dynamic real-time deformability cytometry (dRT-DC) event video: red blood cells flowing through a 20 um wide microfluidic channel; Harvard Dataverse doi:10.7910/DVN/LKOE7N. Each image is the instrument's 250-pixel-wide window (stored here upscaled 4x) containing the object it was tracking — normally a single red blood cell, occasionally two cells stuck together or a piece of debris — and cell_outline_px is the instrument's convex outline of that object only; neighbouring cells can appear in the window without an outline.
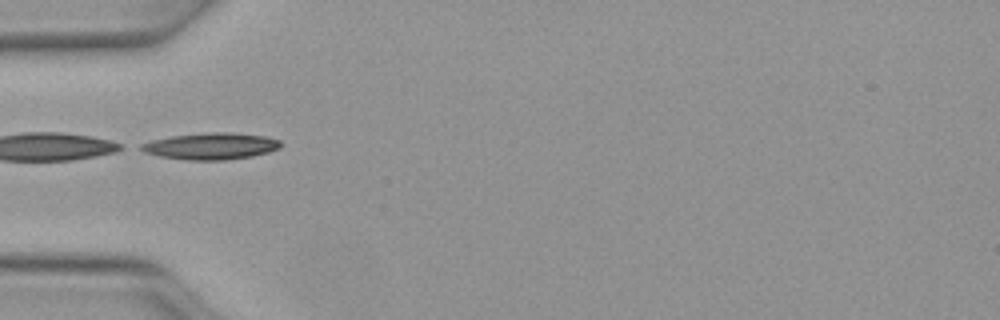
{"species": "Egyptian fruit bat (a non-hibernating species)", "species_latin": "Rousettus aegyptiacus", "temperature_condition": "warm", "stored_images_in_passage": 32, "camera_frame_rate_fps": 3000, "um_per_image_px": 0.085, "animal": {"sex": "female"}, "frame": {"image": 1, "passage_image": 1, "time_ms": 0.0, "image_size_px": [1000, 320], "cell_outline_px": [[280, 148], [268, 152], [252, 156], [224, 160], [184, 160], [160, 156], [144, 152], [136, 148], [140, 144], [152, 140], [172, 136], [212, 132], [232, 132], [264, 136], [280, 140]], "centroid_in_image_um": [17.9, 12.42], "position_along_channel_um": 67.1, "area_um2": 21.68}}
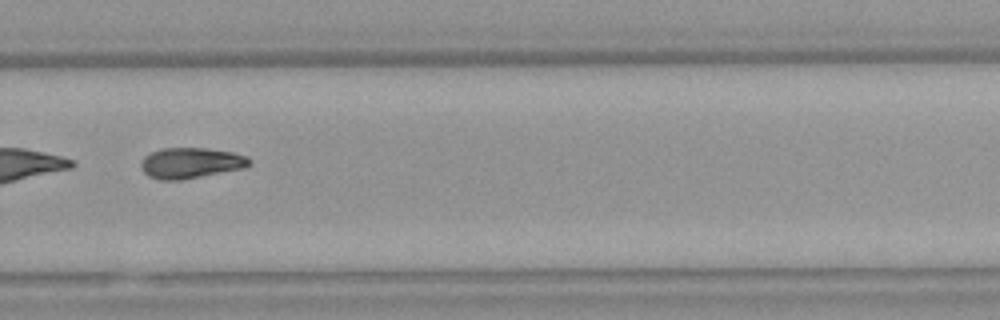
{"frame": {"image": 2, "passage_image": 19, "time_ms": 6.0, "image_size_px": [1000, 320], "cell_outline_px": [[252, 164], [244, 168], [180, 180], [160, 180], [148, 176], [140, 168], [140, 160], [144, 156], [160, 148], [208, 148], [232, 152], [248, 156], [252, 160]], "centroid_in_image_um": [16.21, 13.84], "position_along_channel_um": 313.6, "area_um2": 19.59}, "authors_computed_cell_mechanics": {"area_um2": 19.3341, "velocity_mm_per_s": 4.122, "shape_relaxation_time_tau1_ms": 4.328, "shape_relaxation_time_tau2_ms": null, "deformation_change_tau1": 0.1479, "deformation_change_tau2": null}}